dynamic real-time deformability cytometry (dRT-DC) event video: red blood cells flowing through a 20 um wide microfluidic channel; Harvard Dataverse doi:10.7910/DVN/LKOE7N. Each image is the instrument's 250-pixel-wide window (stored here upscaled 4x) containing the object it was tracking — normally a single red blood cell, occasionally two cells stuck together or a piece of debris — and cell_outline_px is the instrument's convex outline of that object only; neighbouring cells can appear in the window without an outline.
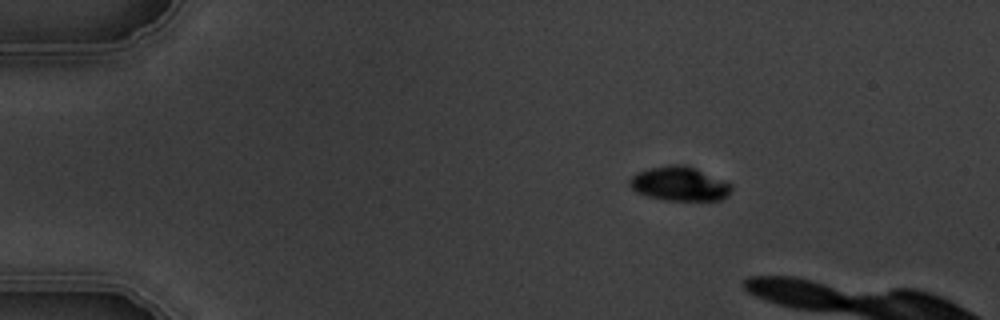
{"species": "common noctule bat (a hibernating species)", "species_latin": "Nyctalus noctula", "temperature_condition": "warm", "stored_images_in_passage": 3, "camera_frame_rate_fps": 3000, "um_per_image_px": 0.085, "animal": {"sex": "male", "body_mass_g": 19.5, "forearm_length_mm": 54.6}, "frame": {"image": 1, "passage_image": 1, "time_ms": 0.0, "image_size_px": [1000, 320], "cell_outline_px": [[732, 188], [728, 196], [720, 200], [664, 200], [648, 196], [636, 192], [628, 184], [628, 180], [636, 172], [648, 168], [672, 164], [684, 164], [696, 168], [724, 180], [732, 184]], "centroid_in_image_um": [57.74, 15.61], "position_along_channel_um": 27.3, "area_um2": 20.46}}